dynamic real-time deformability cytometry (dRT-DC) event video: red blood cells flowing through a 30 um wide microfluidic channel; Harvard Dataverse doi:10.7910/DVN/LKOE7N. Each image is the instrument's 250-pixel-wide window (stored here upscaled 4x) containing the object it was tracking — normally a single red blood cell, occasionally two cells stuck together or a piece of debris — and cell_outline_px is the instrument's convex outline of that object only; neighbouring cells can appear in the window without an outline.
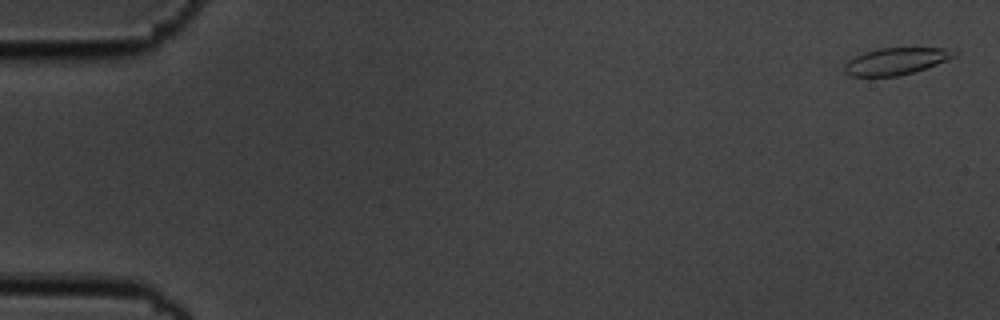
{"species": "common noctule bat (a hibernating species)", "species_latin": "Nyctalus noctula", "temperature_condition": "cold", "stored_images_in_passage": 16, "camera_frame_rate_fps": 3000, "um_per_image_px": 0.085, "animal": {"sex": "male", "body_mass_g": 19.5, "forearm_length_mm": 54.6}, "frame": {"image": 1, "passage_image": 2, "time_ms": 0.333, "image_size_px": [1000, 320], "cell_outline_px": [[956, 56], [936, 64], [912, 72], [896, 76], [852, 76], [844, 72], [844, 64], [848, 60], [864, 52], [880, 48], [944, 48], [956, 52]], "centroid_in_image_um": [76.11, 5.2], "position_along_channel_um": 8.9, "area_um2": 16.88}}